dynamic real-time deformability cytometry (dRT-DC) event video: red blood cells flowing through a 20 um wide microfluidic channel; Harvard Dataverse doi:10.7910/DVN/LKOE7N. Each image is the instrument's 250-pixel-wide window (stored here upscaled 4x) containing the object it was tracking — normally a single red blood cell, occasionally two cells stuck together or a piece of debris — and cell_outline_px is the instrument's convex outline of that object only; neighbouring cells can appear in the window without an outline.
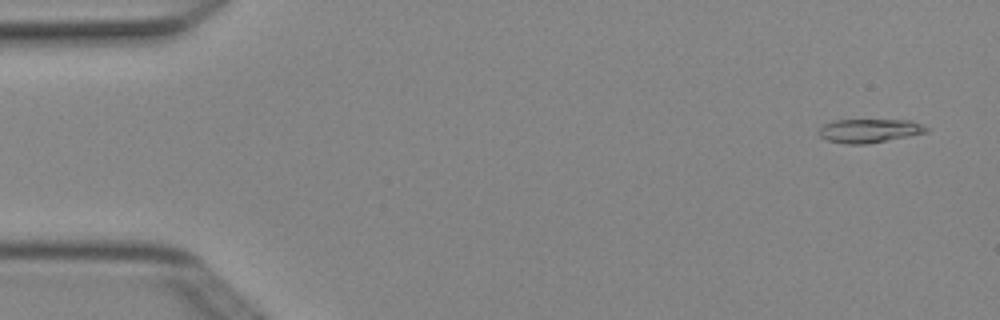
{"species": "Egyptian fruit bat (a non-hibernating species)", "species_latin": "Rousettus aegyptiacus", "temperature_condition": "cold", "stored_images_in_passage": 4, "camera_frame_rate_fps": 3000, "um_per_image_px": 0.085, "animal": {"sex": "female"}, "frame": {"image": 1, "passage_image": 1, "time_ms": 0.0, "image_size_px": [1000, 320], "cell_outline_px": [[928, 132], [868, 144], [848, 144], [828, 140], [820, 136], [816, 132], [824, 124], [832, 120], [912, 120], [928, 128]], "centroid_in_image_um": [73.87, 11.11], "position_along_channel_um": 11.1, "area_um2": 14.85}}
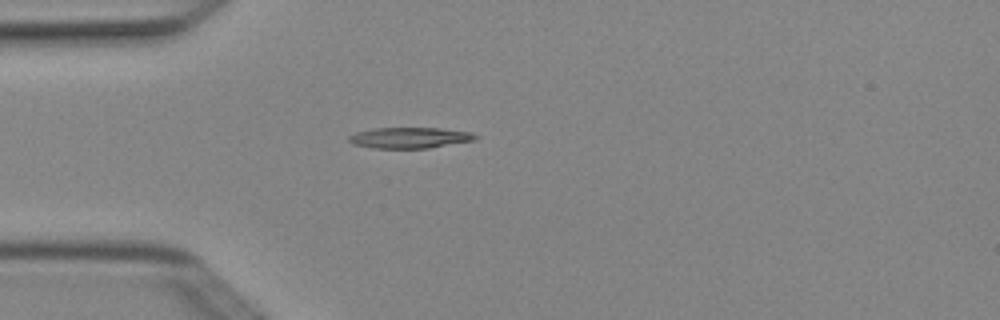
{"frame": {"image": 2, "passage_image": 4, "time_ms": 1.0, "image_size_px": [1000, 320], "cell_outline_px": [[480, 136], [476, 140], [428, 148], [372, 148], [352, 144], [348, 140], [348, 136], [356, 132], [372, 128], [440, 128], [472, 132]], "centroid_in_image_um": [34.84, 11.71], "position_along_channel_um": 50.2, "area_um2": 15.55}}